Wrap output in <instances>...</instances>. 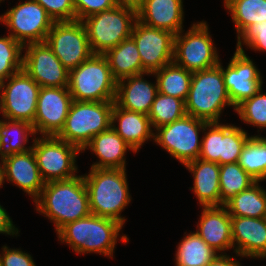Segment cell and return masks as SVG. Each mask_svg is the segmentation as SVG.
Here are the masks:
<instances>
[{
    "mask_svg": "<svg viewBox=\"0 0 266 266\" xmlns=\"http://www.w3.org/2000/svg\"><path fill=\"white\" fill-rule=\"evenodd\" d=\"M117 81L104 55L93 54L69 71V92L75 101H115Z\"/></svg>",
    "mask_w": 266,
    "mask_h": 266,
    "instance_id": "obj_5",
    "label": "cell"
},
{
    "mask_svg": "<svg viewBox=\"0 0 266 266\" xmlns=\"http://www.w3.org/2000/svg\"><path fill=\"white\" fill-rule=\"evenodd\" d=\"M194 231L218 254H227L232 242L231 216L225 206L202 207V212Z\"/></svg>",
    "mask_w": 266,
    "mask_h": 266,
    "instance_id": "obj_21",
    "label": "cell"
},
{
    "mask_svg": "<svg viewBox=\"0 0 266 266\" xmlns=\"http://www.w3.org/2000/svg\"><path fill=\"white\" fill-rule=\"evenodd\" d=\"M236 256H230L228 254H218L209 264L206 266H240V261L234 258Z\"/></svg>",
    "mask_w": 266,
    "mask_h": 266,
    "instance_id": "obj_43",
    "label": "cell"
},
{
    "mask_svg": "<svg viewBox=\"0 0 266 266\" xmlns=\"http://www.w3.org/2000/svg\"><path fill=\"white\" fill-rule=\"evenodd\" d=\"M226 106L233 107L235 111L225 88L222 69L217 65L193 72L185 101L186 113L207 122H220L222 110Z\"/></svg>",
    "mask_w": 266,
    "mask_h": 266,
    "instance_id": "obj_4",
    "label": "cell"
},
{
    "mask_svg": "<svg viewBox=\"0 0 266 266\" xmlns=\"http://www.w3.org/2000/svg\"><path fill=\"white\" fill-rule=\"evenodd\" d=\"M2 187V183H1V162H0V188Z\"/></svg>",
    "mask_w": 266,
    "mask_h": 266,
    "instance_id": "obj_45",
    "label": "cell"
},
{
    "mask_svg": "<svg viewBox=\"0 0 266 266\" xmlns=\"http://www.w3.org/2000/svg\"><path fill=\"white\" fill-rule=\"evenodd\" d=\"M126 173V169L91 168L83 175L91 214L115 220L123 227L126 219L121 213L132 199Z\"/></svg>",
    "mask_w": 266,
    "mask_h": 266,
    "instance_id": "obj_2",
    "label": "cell"
},
{
    "mask_svg": "<svg viewBox=\"0 0 266 266\" xmlns=\"http://www.w3.org/2000/svg\"><path fill=\"white\" fill-rule=\"evenodd\" d=\"M30 136H32V139L37 136L31 123L5 118L1 119V162L5 157L32 149V145L29 147L25 146L29 142Z\"/></svg>",
    "mask_w": 266,
    "mask_h": 266,
    "instance_id": "obj_28",
    "label": "cell"
},
{
    "mask_svg": "<svg viewBox=\"0 0 266 266\" xmlns=\"http://www.w3.org/2000/svg\"><path fill=\"white\" fill-rule=\"evenodd\" d=\"M40 86L24 69L0 83V113L8 120L34 122Z\"/></svg>",
    "mask_w": 266,
    "mask_h": 266,
    "instance_id": "obj_12",
    "label": "cell"
},
{
    "mask_svg": "<svg viewBox=\"0 0 266 266\" xmlns=\"http://www.w3.org/2000/svg\"><path fill=\"white\" fill-rule=\"evenodd\" d=\"M237 36L249 25L266 23V0H224Z\"/></svg>",
    "mask_w": 266,
    "mask_h": 266,
    "instance_id": "obj_32",
    "label": "cell"
},
{
    "mask_svg": "<svg viewBox=\"0 0 266 266\" xmlns=\"http://www.w3.org/2000/svg\"><path fill=\"white\" fill-rule=\"evenodd\" d=\"M143 75H153L146 72L126 77L117 82L115 103L125 110L148 115L158 93L157 82H148Z\"/></svg>",
    "mask_w": 266,
    "mask_h": 266,
    "instance_id": "obj_22",
    "label": "cell"
},
{
    "mask_svg": "<svg viewBox=\"0 0 266 266\" xmlns=\"http://www.w3.org/2000/svg\"><path fill=\"white\" fill-rule=\"evenodd\" d=\"M262 89L235 107L241 121L260 130L266 128V93Z\"/></svg>",
    "mask_w": 266,
    "mask_h": 266,
    "instance_id": "obj_37",
    "label": "cell"
},
{
    "mask_svg": "<svg viewBox=\"0 0 266 266\" xmlns=\"http://www.w3.org/2000/svg\"><path fill=\"white\" fill-rule=\"evenodd\" d=\"M0 253L1 266H36L33 257L21 249L2 246Z\"/></svg>",
    "mask_w": 266,
    "mask_h": 266,
    "instance_id": "obj_41",
    "label": "cell"
},
{
    "mask_svg": "<svg viewBox=\"0 0 266 266\" xmlns=\"http://www.w3.org/2000/svg\"><path fill=\"white\" fill-rule=\"evenodd\" d=\"M76 20L82 21L87 17L117 6L115 0H72Z\"/></svg>",
    "mask_w": 266,
    "mask_h": 266,
    "instance_id": "obj_40",
    "label": "cell"
},
{
    "mask_svg": "<svg viewBox=\"0 0 266 266\" xmlns=\"http://www.w3.org/2000/svg\"><path fill=\"white\" fill-rule=\"evenodd\" d=\"M238 164L256 181L266 179V137L251 135L247 140Z\"/></svg>",
    "mask_w": 266,
    "mask_h": 266,
    "instance_id": "obj_33",
    "label": "cell"
},
{
    "mask_svg": "<svg viewBox=\"0 0 266 266\" xmlns=\"http://www.w3.org/2000/svg\"><path fill=\"white\" fill-rule=\"evenodd\" d=\"M194 178L192 192L196 195L200 206H220V165L216 162L200 158L184 165Z\"/></svg>",
    "mask_w": 266,
    "mask_h": 266,
    "instance_id": "obj_26",
    "label": "cell"
},
{
    "mask_svg": "<svg viewBox=\"0 0 266 266\" xmlns=\"http://www.w3.org/2000/svg\"><path fill=\"white\" fill-rule=\"evenodd\" d=\"M104 56L108 60L112 76L117 82L123 78L143 73L139 51L131 36L108 50Z\"/></svg>",
    "mask_w": 266,
    "mask_h": 266,
    "instance_id": "obj_27",
    "label": "cell"
},
{
    "mask_svg": "<svg viewBox=\"0 0 266 266\" xmlns=\"http://www.w3.org/2000/svg\"><path fill=\"white\" fill-rule=\"evenodd\" d=\"M137 21V10L115 6L82 20L90 48L94 54L104 55L131 36Z\"/></svg>",
    "mask_w": 266,
    "mask_h": 266,
    "instance_id": "obj_7",
    "label": "cell"
},
{
    "mask_svg": "<svg viewBox=\"0 0 266 266\" xmlns=\"http://www.w3.org/2000/svg\"><path fill=\"white\" fill-rule=\"evenodd\" d=\"M251 50L266 52V23H256L247 26L237 36L236 50L243 51V46Z\"/></svg>",
    "mask_w": 266,
    "mask_h": 266,
    "instance_id": "obj_38",
    "label": "cell"
},
{
    "mask_svg": "<svg viewBox=\"0 0 266 266\" xmlns=\"http://www.w3.org/2000/svg\"><path fill=\"white\" fill-rule=\"evenodd\" d=\"M203 133L199 158L218 165L238 162L251 137L243 128L222 122H207Z\"/></svg>",
    "mask_w": 266,
    "mask_h": 266,
    "instance_id": "obj_13",
    "label": "cell"
},
{
    "mask_svg": "<svg viewBox=\"0 0 266 266\" xmlns=\"http://www.w3.org/2000/svg\"><path fill=\"white\" fill-rule=\"evenodd\" d=\"M143 0H115L117 6L130 7L137 10Z\"/></svg>",
    "mask_w": 266,
    "mask_h": 266,
    "instance_id": "obj_44",
    "label": "cell"
},
{
    "mask_svg": "<svg viewBox=\"0 0 266 266\" xmlns=\"http://www.w3.org/2000/svg\"><path fill=\"white\" fill-rule=\"evenodd\" d=\"M207 121L186 114L182 118L160 126L154 131V141L182 165L199 158L201 140L199 132ZM200 140V141H199Z\"/></svg>",
    "mask_w": 266,
    "mask_h": 266,
    "instance_id": "obj_10",
    "label": "cell"
},
{
    "mask_svg": "<svg viewBox=\"0 0 266 266\" xmlns=\"http://www.w3.org/2000/svg\"><path fill=\"white\" fill-rule=\"evenodd\" d=\"M184 234L175 251V266H206L218 255L194 231Z\"/></svg>",
    "mask_w": 266,
    "mask_h": 266,
    "instance_id": "obj_30",
    "label": "cell"
},
{
    "mask_svg": "<svg viewBox=\"0 0 266 266\" xmlns=\"http://www.w3.org/2000/svg\"><path fill=\"white\" fill-rule=\"evenodd\" d=\"M38 2L53 19L54 22L76 20L75 8L72 0H34Z\"/></svg>",
    "mask_w": 266,
    "mask_h": 266,
    "instance_id": "obj_39",
    "label": "cell"
},
{
    "mask_svg": "<svg viewBox=\"0 0 266 266\" xmlns=\"http://www.w3.org/2000/svg\"><path fill=\"white\" fill-rule=\"evenodd\" d=\"M191 25L185 34L182 30L175 35L173 62L192 73L217 66L220 58L209 25L204 20Z\"/></svg>",
    "mask_w": 266,
    "mask_h": 266,
    "instance_id": "obj_8",
    "label": "cell"
},
{
    "mask_svg": "<svg viewBox=\"0 0 266 266\" xmlns=\"http://www.w3.org/2000/svg\"><path fill=\"white\" fill-rule=\"evenodd\" d=\"M142 24L177 35L183 30V0H143L137 9Z\"/></svg>",
    "mask_w": 266,
    "mask_h": 266,
    "instance_id": "obj_23",
    "label": "cell"
},
{
    "mask_svg": "<svg viewBox=\"0 0 266 266\" xmlns=\"http://www.w3.org/2000/svg\"><path fill=\"white\" fill-rule=\"evenodd\" d=\"M40 175L43 181L68 180L77 176V154L81 150L57 136H38L32 139Z\"/></svg>",
    "mask_w": 266,
    "mask_h": 266,
    "instance_id": "obj_9",
    "label": "cell"
},
{
    "mask_svg": "<svg viewBox=\"0 0 266 266\" xmlns=\"http://www.w3.org/2000/svg\"><path fill=\"white\" fill-rule=\"evenodd\" d=\"M23 50V69L40 87H68L69 70L46 42L25 45Z\"/></svg>",
    "mask_w": 266,
    "mask_h": 266,
    "instance_id": "obj_17",
    "label": "cell"
},
{
    "mask_svg": "<svg viewBox=\"0 0 266 266\" xmlns=\"http://www.w3.org/2000/svg\"><path fill=\"white\" fill-rule=\"evenodd\" d=\"M111 127L136 153L146 141L154 140V129L148 115L125 110L115 102L111 113Z\"/></svg>",
    "mask_w": 266,
    "mask_h": 266,
    "instance_id": "obj_25",
    "label": "cell"
},
{
    "mask_svg": "<svg viewBox=\"0 0 266 266\" xmlns=\"http://www.w3.org/2000/svg\"><path fill=\"white\" fill-rule=\"evenodd\" d=\"M23 48L9 34L0 37V83L23 69Z\"/></svg>",
    "mask_w": 266,
    "mask_h": 266,
    "instance_id": "obj_36",
    "label": "cell"
},
{
    "mask_svg": "<svg viewBox=\"0 0 266 266\" xmlns=\"http://www.w3.org/2000/svg\"><path fill=\"white\" fill-rule=\"evenodd\" d=\"M113 106L114 101L73 100L65 124L57 137L82 150L94 136L111 127Z\"/></svg>",
    "mask_w": 266,
    "mask_h": 266,
    "instance_id": "obj_6",
    "label": "cell"
},
{
    "mask_svg": "<svg viewBox=\"0 0 266 266\" xmlns=\"http://www.w3.org/2000/svg\"><path fill=\"white\" fill-rule=\"evenodd\" d=\"M72 102L68 87H40L32 124L35 134L57 136L65 124Z\"/></svg>",
    "mask_w": 266,
    "mask_h": 266,
    "instance_id": "obj_16",
    "label": "cell"
},
{
    "mask_svg": "<svg viewBox=\"0 0 266 266\" xmlns=\"http://www.w3.org/2000/svg\"><path fill=\"white\" fill-rule=\"evenodd\" d=\"M45 42L69 71L94 54L85 26L80 20L54 22Z\"/></svg>",
    "mask_w": 266,
    "mask_h": 266,
    "instance_id": "obj_14",
    "label": "cell"
},
{
    "mask_svg": "<svg viewBox=\"0 0 266 266\" xmlns=\"http://www.w3.org/2000/svg\"><path fill=\"white\" fill-rule=\"evenodd\" d=\"M86 149H90L97 156L99 161L93 162L91 168L98 169H126L125 154L127 150L136 153L112 127L94 136L84 146L81 153Z\"/></svg>",
    "mask_w": 266,
    "mask_h": 266,
    "instance_id": "obj_24",
    "label": "cell"
},
{
    "mask_svg": "<svg viewBox=\"0 0 266 266\" xmlns=\"http://www.w3.org/2000/svg\"><path fill=\"white\" fill-rule=\"evenodd\" d=\"M185 101L173 96L157 93L148 117L154 130L160 126L172 123L185 116Z\"/></svg>",
    "mask_w": 266,
    "mask_h": 266,
    "instance_id": "obj_35",
    "label": "cell"
},
{
    "mask_svg": "<svg viewBox=\"0 0 266 266\" xmlns=\"http://www.w3.org/2000/svg\"><path fill=\"white\" fill-rule=\"evenodd\" d=\"M218 66L222 69L225 88L234 107L262 88L263 77L244 50L234 52L226 69L221 62Z\"/></svg>",
    "mask_w": 266,
    "mask_h": 266,
    "instance_id": "obj_18",
    "label": "cell"
},
{
    "mask_svg": "<svg viewBox=\"0 0 266 266\" xmlns=\"http://www.w3.org/2000/svg\"><path fill=\"white\" fill-rule=\"evenodd\" d=\"M33 202L35 210L54 223L56 233L66 224L91 214L83 175L46 182Z\"/></svg>",
    "mask_w": 266,
    "mask_h": 266,
    "instance_id": "obj_1",
    "label": "cell"
},
{
    "mask_svg": "<svg viewBox=\"0 0 266 266\" xmlns=\"http://www.w3.org/2000/svg\"><path fill=\"white\" fill-rule=\"evenodd\" d=\"M131 37L139 51L143 73L155 72L173 62L175 34L172 32L148 27L137 20Z\"/></svg>",
    "mask_w": 266,
    "mask_h": 266,
    "instance_id": "obj_15",
    "label": "cell"
},
{
    "mask_svg": "<svg viewBox=\"0 0 266 266\" xmlns=\"http://www.w3.org/2000/svg\"><path fill=\"white\" fill-rule=\"evenodd\" d=\"M0 234L7 235H15L19 236V230L13 224L12 219L10 218L9 214L6 212V209L0 205Z\"/></svg>",
    "mask_w": 266,
    "mask_h": 266,
    "instance_id": "obj_42",
    "label": "cell"
},
{
    "mask_svg": "<svg viewBox=\"0 0 266 266\" xmlns=\"http://www.w3.org/2000/svg\"><path fill=\"white\" fill-rule=\"evenodd\" d=\"M219 182L220 206H224L236 194L253 185L256 180L236 162L220 165Z\"/></svg>",
    "mask_w": 266,
    "mask_h": 266,
    "instance_id": "obj_34",
    "label": "cell"
},
{
    "mask_svg": "<svg viewBox=\"0 0 266 266\" xmlns=\"http://www.w3.org/2000/svg\"><path fill=\"white\" fill-rule=\"evenodd\" d=\"M0 147H1V138H0ZM0 161H1V151H0Z\"/></svg>",
    "mask_w": 266,
    "mask_h": 266,
    "instance_id": "obj_46",
    "label": "cell"
},
{
    "mask_svg": "<svg viewBox=\"0 0 266 266\" xmlns=\"http://www.w3.org/2000/svg\"><path fill=\"white\" fill-rule=\"evenodd\" d=\"M18 186L34 201L41 193L43 181L32 149L5 157L1 162V183Z\"/></svg>",
    "mask_w": 266,
    "mask_h": 266,
    "instance_id": "obj_19",
    "label": "cell"
},
{
    "mask_svg": "<svg viewBox=\"0 0 266 266\" xmlns=\"http://www.w3.org/2000/svg\"><path fill=\"white\" fill-rule=\"evenodd\" d=\"M259 184V181H256L224 205L230 216L266 217V189Z\"/></svg>",
    "mask_w": 266,
    "mask_h": 266,
    "instance_id": "obj_29",
    "label": "cell"
},
{
    "mask_svg": "<svg viewBox=\"0 0 266 266\" xmlns=\"http://www.w3.org/2000/svg\"><path fill=\"white\" fill-rule=\"evenodd\" d=\"M231 230L237 257L266 258V217L231 216Z\"/></svg>",
    "mask_w": 266,
    "mask_h": 266,
    "instance_id": "obj_20",
    "label": "cell"
},
{
    "mask_svg": "<svg viewBox=\"0 0 266 266\" xmlns=\"http://www.w3.org/2000/svg\"><path fill=\"white\" fill-rule=\"evenodd\" d=\"M122 227L115 220L90 214L63 226L57 237L79 255L97 253L113 258Z\"/></svg>",
    "mask_w": 266,
    "mask_h": 266,
    "instance_id": "obj_3",
    "label": "cell"
},
{
    "mask_svg": "<svg viewBox=\"0 0 266 266\" xmlns=\"http://www.w3.org/2000/svg\"><path fill=\"white\" fill-rule=\"evenodd\" d=\"M1 24L8 27L9 35L23 47L45 42L54 21L47 11L34 0H25L0 15Z\"/></svg>",
    "mask_w": 266,
    "mask_h": 266,
    "instance_id": "obj_11",
    "label": "cell"
},
{
    "mask_svg": "<svg viewBox=\"0 0 266 266\" xmlns=\"http://www.w3.org/2000/svg\"><path fill=\"white\" fill-rule=\"evenodd\" d=\"M159 93L186 101L193 73L174 62L153 72Z\"/></svg>",
    "mask_w": 266,
    "mask_h": 266,
    "instance_id": "obj_31",
    "label": "cell"
}]
</instances>
